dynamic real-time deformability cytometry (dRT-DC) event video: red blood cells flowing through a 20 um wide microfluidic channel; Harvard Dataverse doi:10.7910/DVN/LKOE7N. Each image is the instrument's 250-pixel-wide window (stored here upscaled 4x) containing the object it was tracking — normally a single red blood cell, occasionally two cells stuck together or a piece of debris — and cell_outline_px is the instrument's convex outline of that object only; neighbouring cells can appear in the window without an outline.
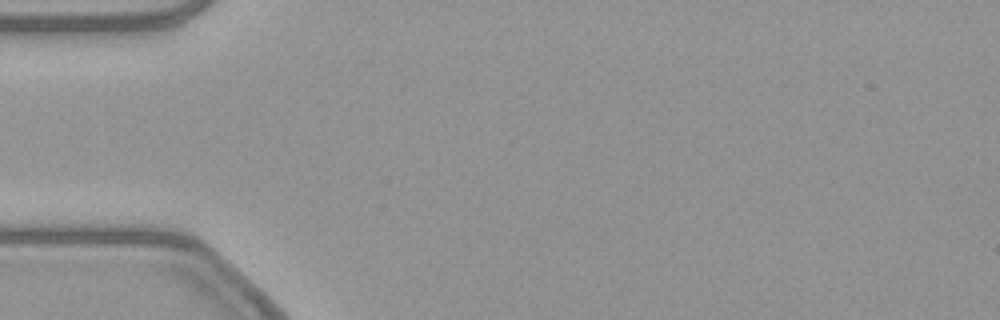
{"species": "common noctule bat (a hibernating species)", "species_latin": "Nyctalus noctula", "temperature_condition": "warm", "stored_images_in_passage": 1, "camera_frame_rate_fps": 3000, "um_per_image_px": 0.085, "animal": {"sex": "female", "body_mass_g": 21.9}, "frame": {"image": 1, "passage_image": 1, "time_ms": 0.0, "image_size_px": [1000, 320], "cell_outline_px": [[200, 276], [196, 276], [36, 260], [40, 256], [176, 260], [188, 264], [196, 268], [200, 272]], "centroid_in_image_um": [11.09, 22.47], "position_along_channel_um": 73.9, "area_um2": 10.92}}